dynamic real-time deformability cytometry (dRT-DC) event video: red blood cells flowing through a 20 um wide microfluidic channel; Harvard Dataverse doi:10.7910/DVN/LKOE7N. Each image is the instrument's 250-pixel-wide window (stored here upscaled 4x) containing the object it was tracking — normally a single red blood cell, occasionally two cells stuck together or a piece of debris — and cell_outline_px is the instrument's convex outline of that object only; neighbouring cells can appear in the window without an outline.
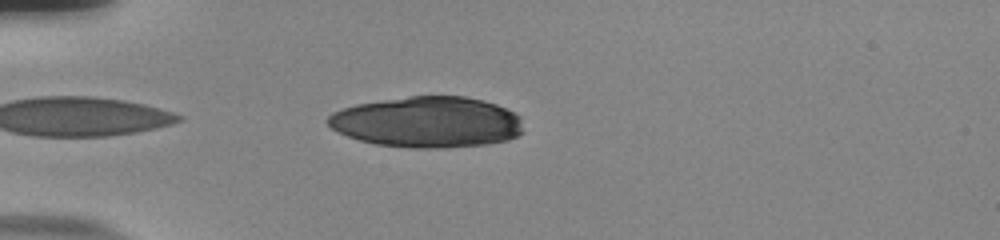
{"species": "human", "species_latin": "Homo sapiens", "temperature_condition": "room temperature", "stored_images_in_passage": 34, "camera_frame_rate_fps": 3000, "um_per_image_px": 0.085, "donor": {"sex": "male"}, "frame": {"image": 1, "passage_image": 2, "time_ms": 0.333, "image_size_px": [1000, 240], "cell_outline_px": [[524, 132], [508, 140], [484, 144], [436, 148], [412, 148], [376, 144], [360, 140], [348, 136], [332, 128], [324, 120], [332, 112], [356, 104], [408, 96], [464, 96], [484, 100], [496, 104], [520, 116]], "centroid_in_image_um": [36.32, 10.37], "position_along_channel_um": 48.7, "area_um2": 57.92}}